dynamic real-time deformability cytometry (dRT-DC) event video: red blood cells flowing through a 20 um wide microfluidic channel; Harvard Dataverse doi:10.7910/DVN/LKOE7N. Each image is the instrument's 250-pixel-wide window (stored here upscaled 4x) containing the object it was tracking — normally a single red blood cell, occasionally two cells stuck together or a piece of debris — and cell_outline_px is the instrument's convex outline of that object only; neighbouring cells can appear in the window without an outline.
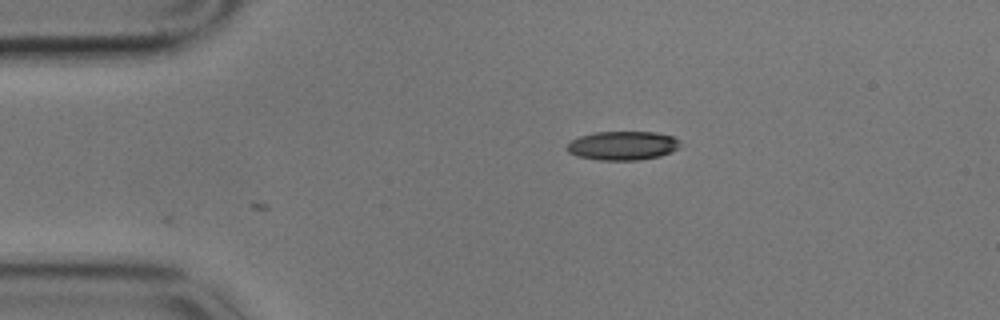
{"species": "common noctule bat (a hibernating species)", "species_latin": "Nyctalus noctula", "temperature_condition": "cold", "stored_images_in_passage": 2, "camera_frame_rate_fps": 3000, "um_per_image_px": 0.085, "animal": {"sex": "male", "body_mass_g": 17.9}, "frame": {"image": 1, "passage_image": 2, "time_ms": 0.333, "image_size_px": [1000, 320], "cell_outline_px": [[680, 148], [672, 152], [660, 156], [640, 160], [600, 160], [576, 156], [568, 152], [564, 148], [572, 140], [580, 136], [596, 132], [656, 132], [676, 136], [680, 140]], "centroid_in_image_um": [52.97, 12.38], "position_along_channel_um": 32.0, "area_um2": 19.36}}